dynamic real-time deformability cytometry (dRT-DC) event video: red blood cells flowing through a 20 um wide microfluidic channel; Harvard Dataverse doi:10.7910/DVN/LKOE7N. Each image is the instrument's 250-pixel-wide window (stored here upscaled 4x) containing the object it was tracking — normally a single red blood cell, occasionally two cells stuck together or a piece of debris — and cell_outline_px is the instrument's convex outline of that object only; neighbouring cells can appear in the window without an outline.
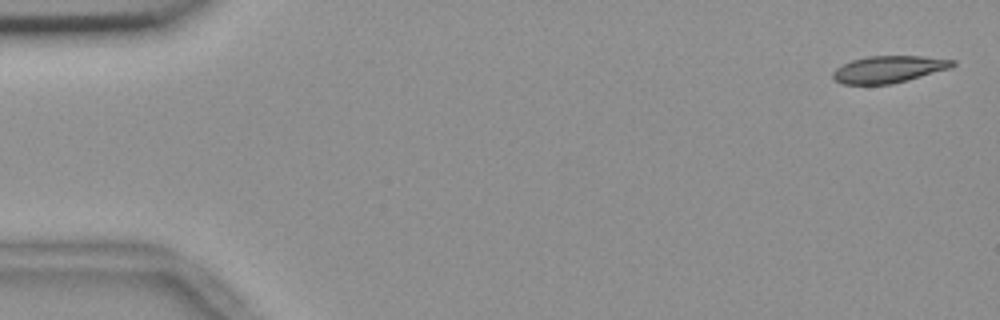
{"species": "common noctule bat (a hibernating species)", "species_latin": "Nyctalus noctula", "temperature_condition": "room temperature", "stored_images_in_passage": 6, "segment_of_instrument_passage": [1, 2], "camera_frame_rate_fps": 3000, "um_per_image_px": 0.085, "animal": {"sex": "female", "body_mass_g": 18.4}, "frame": {"image": 1, "passage_image": 1, "time_ms": 0.0, "image_size_px": [1000, 320], "cell_outline_px": [[956, 64], [952, 68], [908, 80], [892, 84], [844, 84], [836, 80], [832, 76], [832, 72], [836, 68], [852, 60], [868, 56], [924, 56], [956, 60]], "centroid_in_image_um": [75.59, 5.88], "position_along_channel_um": 9.4, "area_um2": 18.84}}